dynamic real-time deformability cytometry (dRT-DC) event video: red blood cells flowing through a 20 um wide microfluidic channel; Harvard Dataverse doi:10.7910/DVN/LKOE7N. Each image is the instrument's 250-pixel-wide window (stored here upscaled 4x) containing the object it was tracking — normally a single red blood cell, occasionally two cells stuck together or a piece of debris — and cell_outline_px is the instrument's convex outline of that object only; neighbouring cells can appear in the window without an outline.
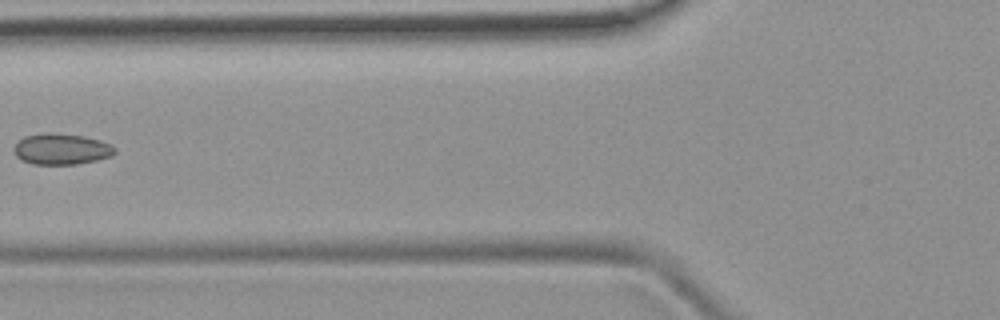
{"species": "common noctule bat (a hibernating species)", "species_latin": "Nyctalus noctula", "temperature_condition": "room temperature", "stored_images_in_passage": 4, "camera_frame_rate_fps": 3000, "um_per_image_px": 0.085, "animal": {"sex": "female", "body_mass_g": 19.9}, "frame": {"image": 1, "passage_image": 4, "time_ms": 4.333, "image_size_px": [1000, 320], "cell_outline_px": [[116, 152], [112, 156], [96, 160], [76, 164], [32, 164], [20, 160], [16, 156], [12, 148], [24, 136], [48, 132], [84, 136], [100, 140], [112, 144], [116, 148]], "centroid_in_image_um": [5.22, 12.67], "position_along_channel_um": 120.6, "area_um2": 18.38}}